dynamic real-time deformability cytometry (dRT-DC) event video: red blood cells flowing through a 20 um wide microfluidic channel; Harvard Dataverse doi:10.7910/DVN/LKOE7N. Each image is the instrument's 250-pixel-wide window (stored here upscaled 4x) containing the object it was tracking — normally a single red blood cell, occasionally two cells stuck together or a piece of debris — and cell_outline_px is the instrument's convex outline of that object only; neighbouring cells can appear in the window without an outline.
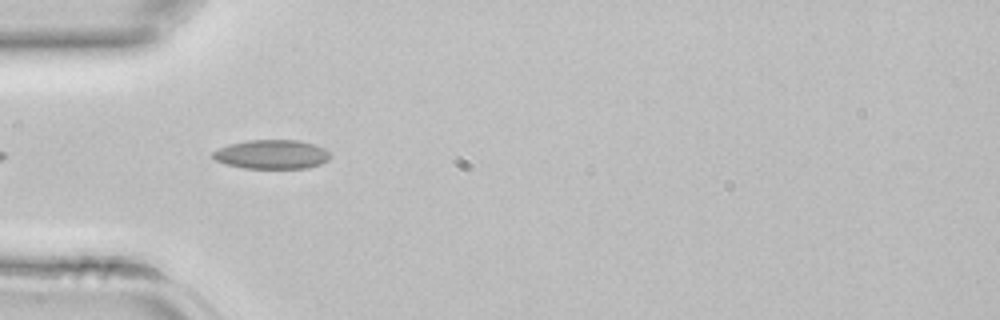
{"species": "common noctule bat (a hibernating species)", "species_latin": "Nyctalus noctula", "temperature_condition": "room temperature", "stored_images_in_passage": 4, "camera_frame_rate_fps": 3000, "um_per_image_px": 0.085, "animal": {"sex": "female", "body_mass_g": 22.7, "forearm_length_mm": 54.2}, "frame": {"image": 1, "passage_image": 2, "time_ms": 0.333, "image_size_px": [1000, 320], "cell_outline_px": [[332, 156], [328, 160], [320, 164], [308, 168], [244, 168], [228, 164], [216, 160], [212, 156], [212, 152], [228, 144], [248, 140], [296, 140], [316, 144], [324, 148]], "centroid_in_image_um": [23.13, 13.11], "position_along_channel_um": 61.9, "area_um2": 19.88}}